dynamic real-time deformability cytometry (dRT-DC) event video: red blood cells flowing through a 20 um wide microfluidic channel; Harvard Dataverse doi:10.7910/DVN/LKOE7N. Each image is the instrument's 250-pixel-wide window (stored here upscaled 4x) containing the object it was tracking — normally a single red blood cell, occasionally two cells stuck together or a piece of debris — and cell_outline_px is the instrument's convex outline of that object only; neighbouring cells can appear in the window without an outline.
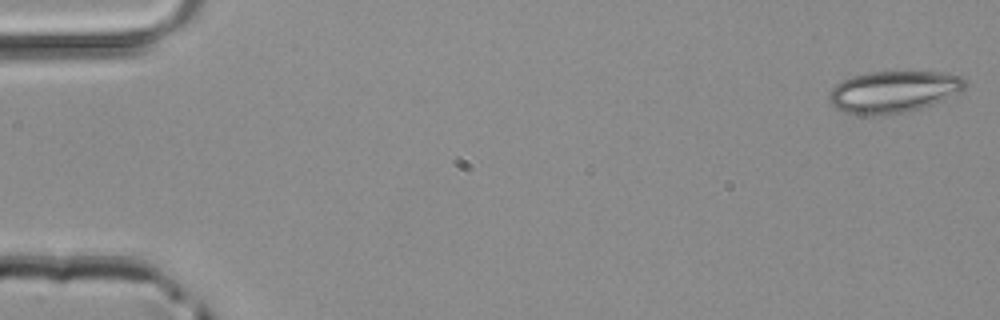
{"species": "common noctule bat (a hibernating species)", "species_latin": "Nyctalus noctula", "temperature_condition": "room temperature", "stored_images_in_passage": 14, "camera_frame_rate_fps": 3000, "um_per_image_px": 0.085, "animal": {"sex": "male", "body_mass_g": 20.4}, "frame": {"image": 1, "passage_image": 1, "time_ms": 0.0, "image_size_px": [1000, 320], "cell_outline_px": [[968, 84], [960, 92], [944, 100], [920, 108], [900, 112], [868, 116], [844, 112], [836, 108], [832, 104], [828, 96], [828, 92], [836, 84], [852, 76], [868, 72], [940, 72], [964, 76]], "centroid_in_image_um": [75.97, 7.79], "position_along_channel_um": 9.0, "area_um2": 33.06}}